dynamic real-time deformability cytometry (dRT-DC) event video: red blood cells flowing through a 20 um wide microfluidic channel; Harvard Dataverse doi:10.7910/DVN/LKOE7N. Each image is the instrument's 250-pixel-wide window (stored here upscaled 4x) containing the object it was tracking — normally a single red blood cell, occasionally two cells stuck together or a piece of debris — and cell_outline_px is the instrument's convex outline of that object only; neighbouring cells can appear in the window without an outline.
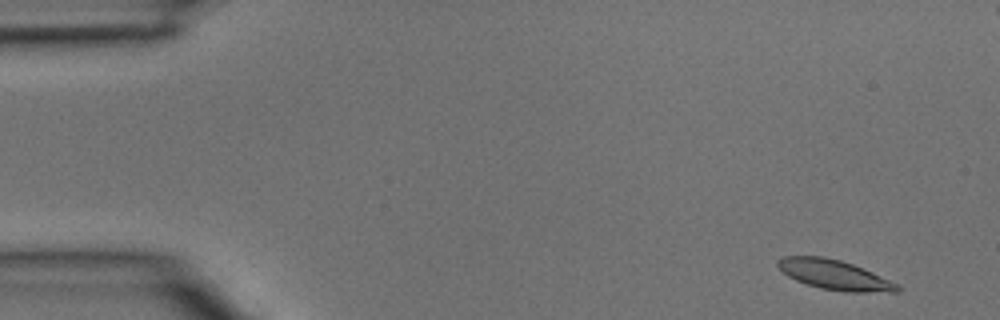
{"species": "common noctule bat (a hibernating species)", "species_latin": "Nyctalus noctula", "temperature_condition": "room temperature", "stored_images_in_passage": 4, "camera_frame_rate_fps": 3000, "um_per_image_px": 0.085, "animal": {"sex": "male", "body_mass_g": 15.6}, "frame": {"image": 1, "passage_image": 1, "time_ms": 0.0, "image_size_px": [1000, 320], "cell_outline_px": [[900, 292], [844, 292], [820, 288], [796, 280], [788, 276], [776, 264], [776, 260], [784, 256], [824, 256], [840, 260], [852, 264], [872, 272], [900, 284]], "centroid_in_image_um": [70.96, 23.36], "position_along_channel_um": 14.0, "area_um2": 20.75}}